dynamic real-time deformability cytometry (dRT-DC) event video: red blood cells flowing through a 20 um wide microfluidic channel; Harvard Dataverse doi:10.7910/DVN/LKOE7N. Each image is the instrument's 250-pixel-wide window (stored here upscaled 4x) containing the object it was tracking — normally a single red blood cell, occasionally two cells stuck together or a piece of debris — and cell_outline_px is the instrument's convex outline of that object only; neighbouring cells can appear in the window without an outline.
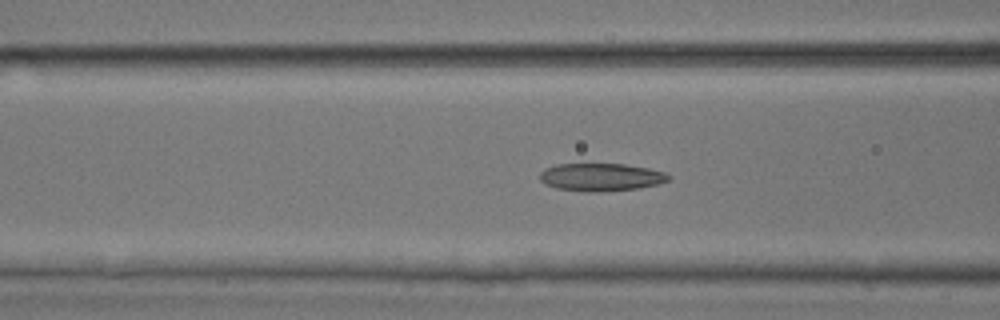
{"species": "common noctule bat (a hibernating species)", "species_latin": "Nyctalus noctula", "temperature_condition": "room temperature", "stored_images_in_passage": 38, "camera_frame_rate_fps": 3000, "um_per_image_px": 0.085, "animal": {"sex": "male", "body_mass_g": 17.9, "forearm_length_mm": 54.2}, "frame": {"image": 1, "passage_image": 17, "time_ms": 5.333, "image_size_px": [1000, 320], "cell_outline_px": [[672, 176], [668, 180], [656, 184], [640, 188], [592, 192], [584, 192], [556, 188], [544, 184], [540, 180], [540, 172], [544, 168], [556, 164], [624, 164], [648, 168], [664, 172]], "centroid_in_image_um": [51.04, 15.05], "position_along_channel_um": 115.6, "area_um2": 20.87}}
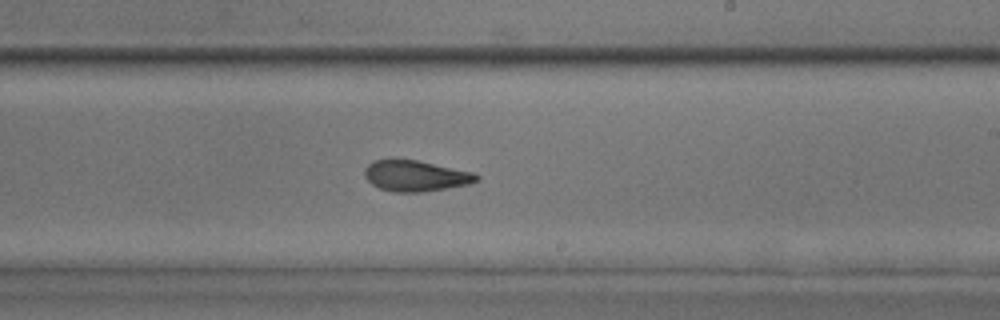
{"frame": {"image": 2, "passage_image": 27, "time_ms": 8.667, "image_size_px": [1000, 320], "cell_outline_px": [[480, 180], [468, 184], [420, 192], [392, 192], [380, 188], [372, 184], [364, 176], [364, 168], [372, 160], [416, 160], [472, 172], [480, 176]], "centroid_in_image_um": [35.3, 14.95], "position_along_channel_um": 253.7, "area_um2": 19.88}}
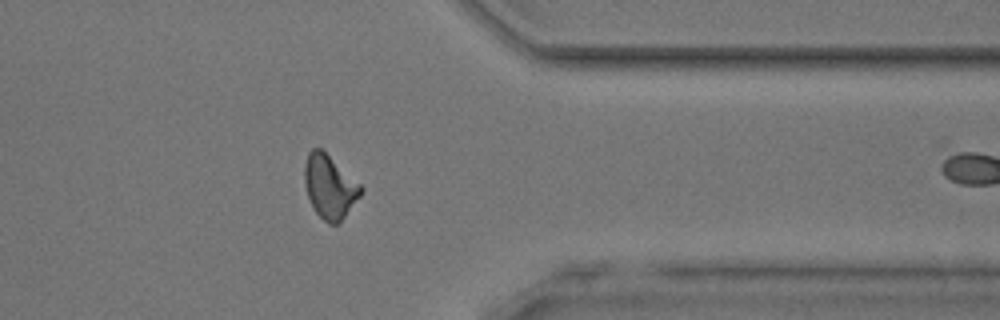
{"frame": {"image": 3, "passage_image": 37, "time_ms": 12.0, "image_size_px": [1000, 320], "cell_outline_px": [[364, 192], [344, 216], [336, 224], [328, 224], [316, 212], [308, 196], [304, 184], [304, 164], [308, 152], [312, 148], [320, 148], [360, 184], [364, 188]], "centroid_in_image_um": [28.01, 15.86], "position_along_channel_um": 383.4, "area_um2": 20.52}}